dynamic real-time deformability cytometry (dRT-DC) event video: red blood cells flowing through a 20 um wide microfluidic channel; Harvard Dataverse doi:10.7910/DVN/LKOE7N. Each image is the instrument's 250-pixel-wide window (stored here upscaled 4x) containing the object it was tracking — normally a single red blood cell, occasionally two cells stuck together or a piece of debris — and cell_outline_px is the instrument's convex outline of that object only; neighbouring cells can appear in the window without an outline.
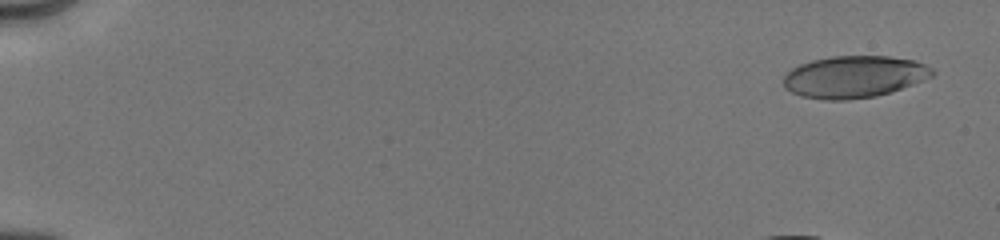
{"species": "human", "species_latin": "Homo sapiens", "temperature_condition": "cold", "stored_images_in_passage": 7, "camera_frame_rate_fps": 3000, "um_per_image_px": 0.085, "donor": {"sex": "male"}, "frame": {"image": 1, "passage_image": 1, "time_ms": 0.0, "image_size_px": [1000, 240], "cell_outline_px": [[936, 72], [932, 76], [924, 80], [892, 92], [876, 96], [848, 100], [824, 100], [800, 96], [784, 88], [784, 76], [792, 68], [800, 64], [812, 60], [832, 56], [888, 56], [916, 60], [932, 68]], "centroid_in_image_um": [72.62, 6.53], "position_along_channel_um": 12.4, "area_um2": 36.65}}